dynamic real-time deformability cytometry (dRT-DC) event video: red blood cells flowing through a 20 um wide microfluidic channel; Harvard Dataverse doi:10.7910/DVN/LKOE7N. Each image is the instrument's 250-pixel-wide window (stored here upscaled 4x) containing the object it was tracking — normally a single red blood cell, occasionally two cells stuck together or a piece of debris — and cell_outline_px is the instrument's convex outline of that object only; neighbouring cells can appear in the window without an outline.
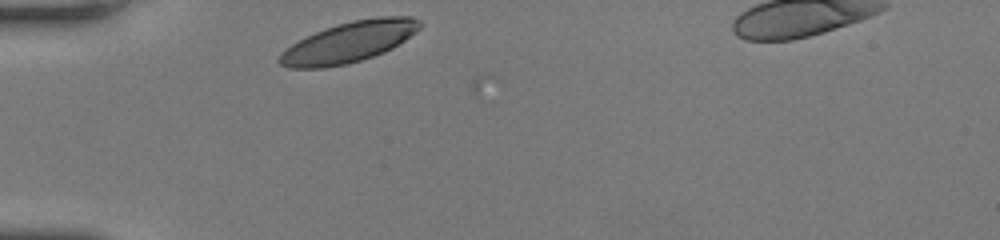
{"species": "human", "species_latin": "Homo sapiens", "temperature_condition": "room temperature", "stored_images_in_passage": 27, "camera_frame_rate_fps": 3000, "um_per_image_px": 0.085, "donor": {"sex": "female"}, "frame": {"image": 1, "passage_image": 1, "time_ms": 0.0, "image_size_px": [1000, 240], "cell_outline_px": [[420, 24], [404, 40], [372, 56], [360, 60], [344, 64], [320, 68], [292, 68], [280, 64], [280, 56], [292, 44], [316, 32], [340, 24], [356, 20], [388, 16], [408, 16], [416, 20]], "centroid_in_image_um": [29.61, 3.59], "position_along_channel_um": 55.4, "area_um2": 31.44}}
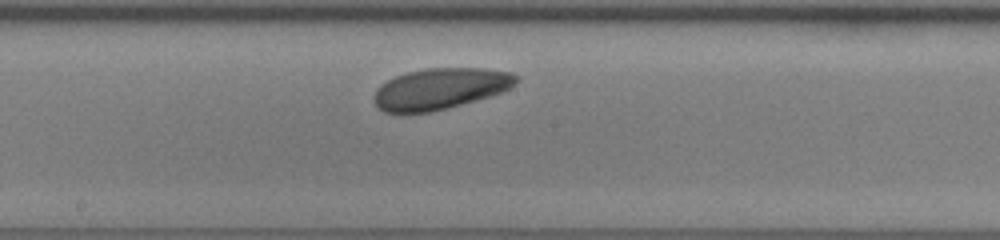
{"frame": {"image": 2, "passage_image": 14, "time_ms": 4.333, "image_size_px": [1000, 240], "cell_outline_px": [[516, 80], [508, 88], [500, 92], [444, 108], [428, 112], [384, 112], [376, 104], [376, 92], [388, 80], [396, 76], [408, 72], [432, 68], [476, 68], [508, 72], [516, 76]], "centroid_in_image_um": [37.38, 7.53], "position_along_channel_um": 210.8, "area_um2": 32.48}}
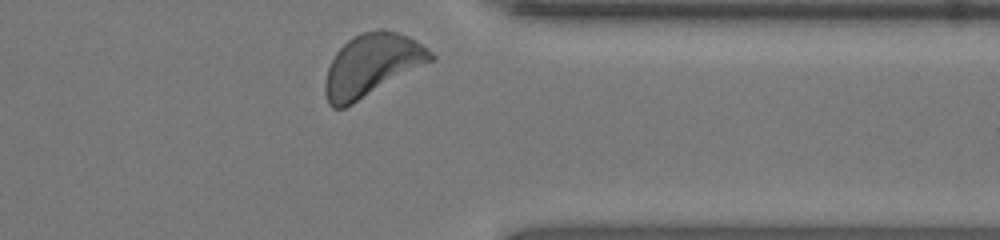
{"frame": {"image": 3, "passage_image": 27, "time_ms": 8.667, "image_size_px": [1000, 240], "cell_outline_px": [[436, 56], [432, 60], [352, 104], [344, 108], [332, 108], [328, 104], [324, 92], [324, 84], [328, 68], [336, 52], [348, 40], [364, 32], [380, 28], [396, 32], [420, 44], [432, 52]], "centroid_in_image_um": [31.55, 5.55], "position_along_channel_um": 379.9, "area_um2": 37.4}, "authors_computed_cell_mechanics": {"area_um2": 32.8882, "velocity_mm_per_s": 3.9623, "shape_relaxation_time_tau1_ms": 0.9715, "shape_relaxation_time_tau2_ms": null, "deformation_change_tau1": 0.0471, "deformation_change_tau2": null}}